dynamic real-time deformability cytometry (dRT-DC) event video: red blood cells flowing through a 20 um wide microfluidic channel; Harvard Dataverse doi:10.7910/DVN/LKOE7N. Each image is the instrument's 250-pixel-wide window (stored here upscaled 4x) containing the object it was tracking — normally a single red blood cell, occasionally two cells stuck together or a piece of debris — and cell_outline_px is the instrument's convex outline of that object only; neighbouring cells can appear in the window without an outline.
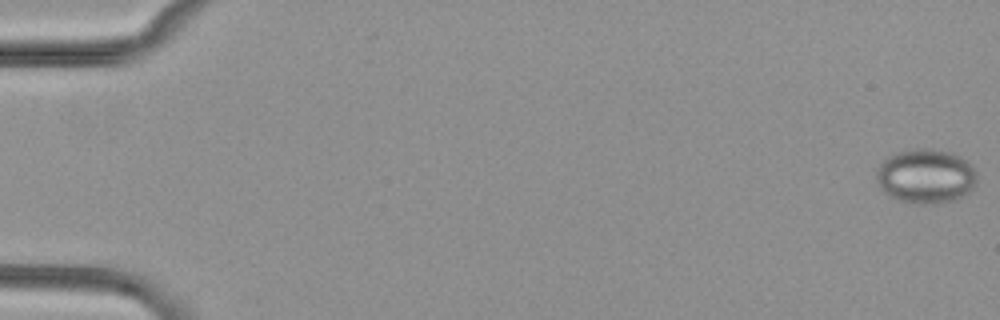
{"species": "common noctule bat (a hibernating species)", "species_latin": "Nyctalus noctula", "temperature_condition": "cold", "stored_images_in_passage": 7, "camera_frame_rate_fps": 3000, "um_per_image_px": 0.085, "animal": {"sex": "female", "body_mass_g": 29.2, "forearm_length_mm": 56.3}, "frame": {"image": 1, "passage_image": 1, "time_ms": 0.0, "image_size_px": [1000, 320], "cell_outline_px": [[976, 180], [968, 192], [952, 200], [936, 204], [920, 204], [900, 200], [888, 196], [884, 192], [876, 180], [876, 172], [880, 164], [888, 156], [896, 152], [916, 148], [924, 148], [948, 152], [960, 156], [972, 164], [976, 172]], "centroid_in_image_um": [78.66, 14.97], "position_along_channel_um": 6.3, "area_um2": 31.73}}
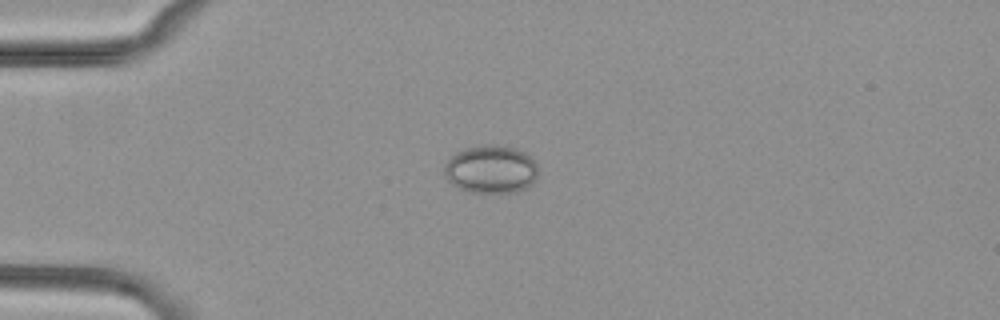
{"frame": {"image": 2, "passage_image": 5, "time_ms": 4.667, "image_size_px": [1000, 320], "cell_outline_px": [[536, 180], [532, 184], [516, 192], [468, 192], [452, 184], [444, 176], [444, 164], [456, 152], [464, 148], [484, 144], [496, 144], [516, 148], [524, 152], [536, 164]], "centroid_in_image_um": [41.7, 14.38], "position_along_channel_um": 43.3, "area_um2": 26.3}}
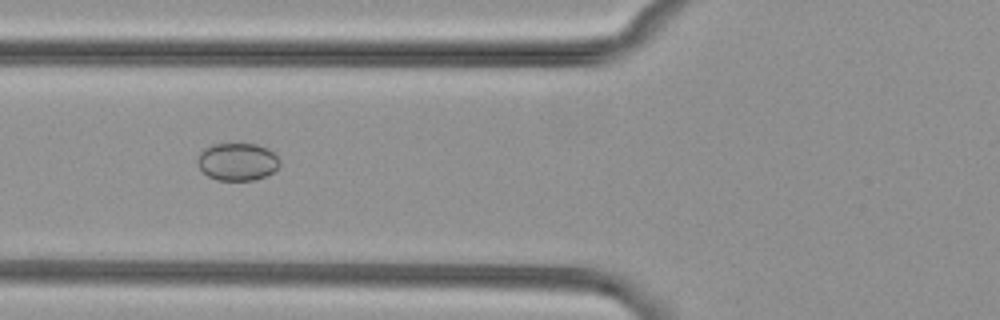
{"frame": {"image": 3, "passage_image": 7, "time_ms": 7.0, "image_size_px": [1000, 320], "cell_outline_px": [[280, 164], [272, 172], [264, 176], [252, 180], [216, 180], [208, 176], [196, 164], [196, 160], [200, 152], [204, 148], [212, 144], [256, 144], [268, 148], [280, 160]], "centroid_in_image_um": [20.14, 13.74], "position_along_channel_um": 105.7, "area_um2": 17.98}}